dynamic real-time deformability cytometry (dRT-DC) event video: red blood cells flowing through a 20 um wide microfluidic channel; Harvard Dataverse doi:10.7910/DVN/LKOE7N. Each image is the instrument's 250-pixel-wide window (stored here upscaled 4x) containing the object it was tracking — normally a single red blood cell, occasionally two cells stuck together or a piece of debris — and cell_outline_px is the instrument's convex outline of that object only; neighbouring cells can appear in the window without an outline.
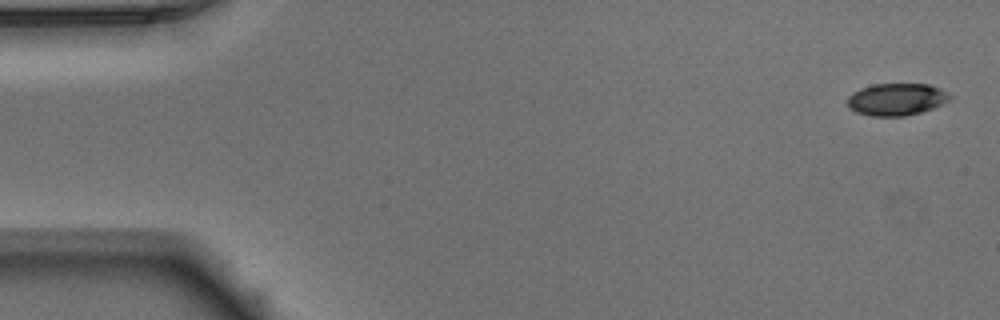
{"species": "Egyptian fruit bat (a non-hibernating species)", "species_latin": "Rousettus aegyptiacus", "temperature_condition": "warm", "stored_images_in_passage": 14, "camera_frame_rate_fps": 3000, "um_per_image_px": 0.085, "animal": {"sex": "male"}, "frame": {"image": 1, "passage_image": 1, "time_ms": 0.0, "image_size_px": [1000, 320], "cell_outline_px": [[952, 100], [932, 108], [920, 112], [904, 116], [872, 116], [856, 112], [848, 108], [848, 96], [852, 92], [860, 88], [872, 84], [928, 84], [940, 88], [952, 96]], "centroid_in_image_um": [76.2, 8.44], "position_along_channel_um": 8.8, "area_um2": 19.31}}
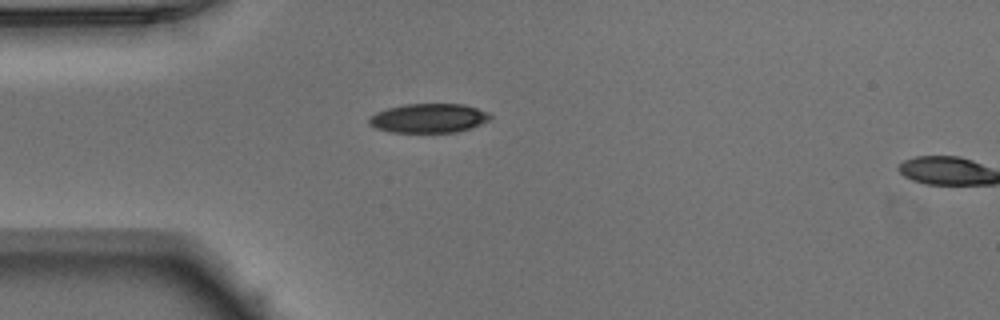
{"frame": {"image": 2, "passage_image": 13, "time_ms": 4.0, "image_size_px": [1000, 320], "cell_outline_px": [[492, 120], [456, 132], [388, 132], [376, 128], [368, 124], [368, 116], [376, 112], [388, 108], [404, 104], [464, 104], [488, 112], [492, 116]], "centroid_in_image_um": [36.41, 10.04], "position_along_channel_um": 48.6, "area_um2": 20.69}}